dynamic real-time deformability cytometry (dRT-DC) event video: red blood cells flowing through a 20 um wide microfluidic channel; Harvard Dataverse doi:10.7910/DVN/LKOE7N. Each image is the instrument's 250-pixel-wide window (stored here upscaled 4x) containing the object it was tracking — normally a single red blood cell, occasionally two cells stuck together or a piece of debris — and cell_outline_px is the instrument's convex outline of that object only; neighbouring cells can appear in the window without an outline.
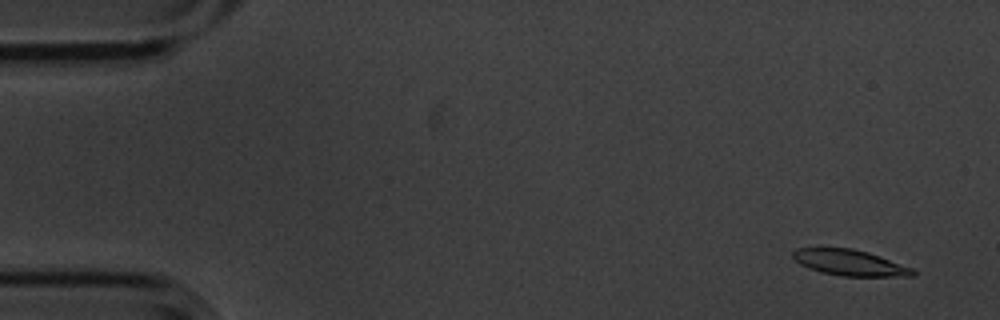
{"species": "common noctule bat (a hibernating species)", "species_latin": "Nyctalus noctula", "temperature_condition": "cold", "stored_images_in_passage": 56, "camera_frame_rate_fps": 3000, "um_per_image_px": 0.085, "animal": {"sex": "male", "body_mass_g": 20.1, "forearm_length_mm": 53.5}, "frame": {"image": 1, "passage_image": 3, "time_ms": 0.667, "image_size_px": [1000, 320], "cell_outline_px": [[916, 276], [840, 276], [820, 272], [808, 268], [800, 264], [792, 256], [792, 252], [796, 248], [852, 248], [868, 252], [880, 256], [912, 268], [916, 272]], "centroid_in_image_um": [72.22, 22.33], "position_along_channel_um": 12.8, "area_um2": 18.09}}
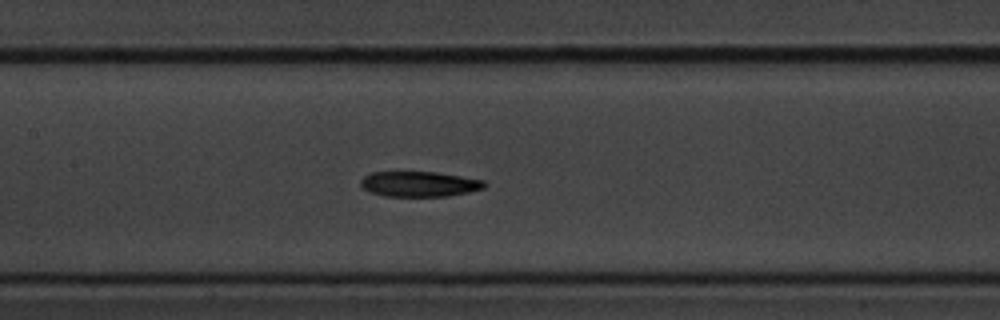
{"frame": {"image": 2, "passage_image": 26, "time_ms": 8.333, "image_size_px": [1000, 320], "cell_outline_px": [[488, 184], [484, 188], [468, 192], [448, 196], [384, 196], [372, 192], [364, 188], [360, 184], [360, 180], [364, 176], [372, 172], [436, 172], [484, 180]], "centroid_in_image_um": [35.66, 15.64], "position_along_channel_um": 171.7, "area_um2": 18.15}}
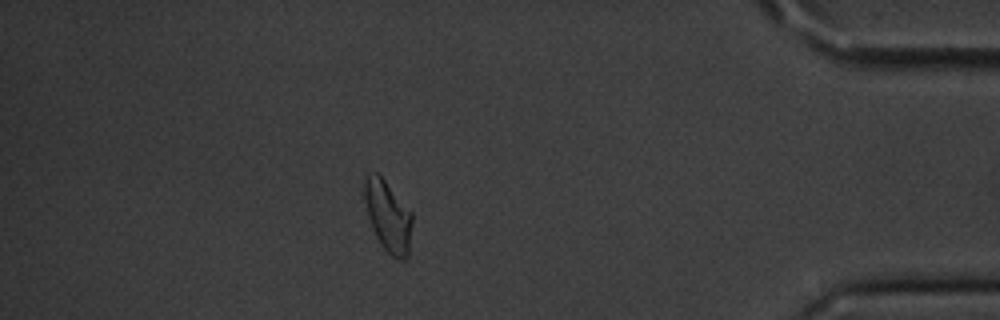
{"frame": {"image": 3, "passage_image": 49, "time_ms": 16.0, "image_size_px": [1000, 320], "cell_outline_px": [[412, 220], [408, 256], [404, 260], [396, 260], [380, 244], [376, 236], [368, 216], [364, 200], [364, 176], [368, 172], [376, 172], [384, 180], [412, 212]], "centroid_in_image_um": [32.97, 18.37], "position_along_channel_um": 402.2, "area_um2": 19.71}, "authors_computed_cell_mechanics": {"area_um2": 18.9584, "velocity_mm_per_s": 3.5535, "shape_relaxation_time_tau1_ms": 3.542, "shape_relaxation_time_tau2_ms": null, "deformation_change_tau1": 0.1287, "deformation_change_tau2": null}}